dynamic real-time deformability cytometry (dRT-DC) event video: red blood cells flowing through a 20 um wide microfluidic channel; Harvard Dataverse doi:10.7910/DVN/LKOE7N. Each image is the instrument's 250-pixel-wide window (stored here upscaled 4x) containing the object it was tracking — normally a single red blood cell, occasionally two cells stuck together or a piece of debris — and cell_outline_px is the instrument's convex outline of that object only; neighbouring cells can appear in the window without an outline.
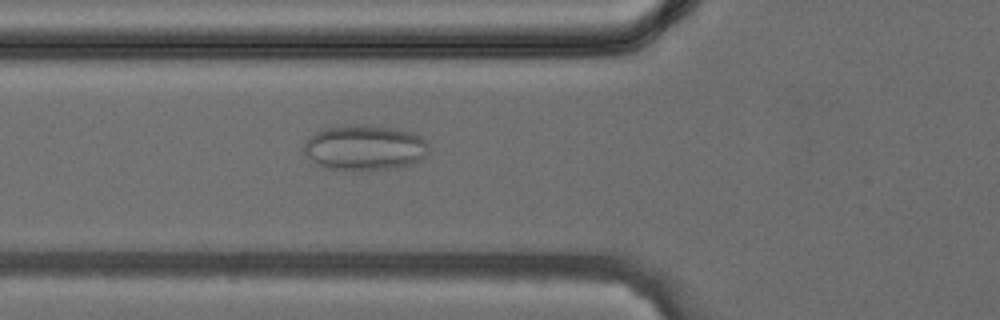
{"species": "common noctule bat (a hibernating species)", "species_latin": "Nyctalus noctula", "temperature_condition": "cold", "stored_images_in_passage": 39, "camera_frame_rate_fps": 3000, "um_per_image_px": 0.085, "animal": {"sex": "female", "body_mass_g": 24.6, "forearm_length_mm": 56.2}, "frame": {"image": 1, "passage_image": 14, "time_ms": 4.333, "image_size_px": [1000, 320], "cell_outline_px": [[428, 152], [420, 160], [412, 164], [392, 168], [324, 168], [312, 160], [304, 152], [304, 144], [316, 132], [324, 128], [360, 124], [396, 128], [412, 132], [420, 136], [428, 144]], "centroid_in_image_um": [31.03, 12.52], "position_along_channel_um": 94.8, "area_um2": 32.25}}
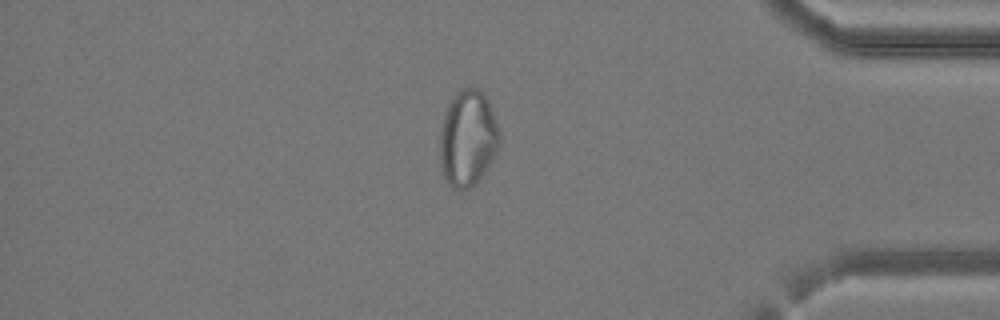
{"frame": {"image": 2, "passage_image": 33, "time_ms": 10.667, "image_size_px": [1000, 320], "cell_outline_px": [[500, 140], [496, 152], [488, 168], [476, 184], [468, 188], [452, 188], [448, 184], [440, 168], [440, 132], [444, 116], [448, 104], [464, 88], [476, 88], [484, 92], [488, 100], [500, 136]], "centroid_in_image_um": [39.76, 11.8], "position_along_channel_um": 395.4, "area_um2": 33.06}}
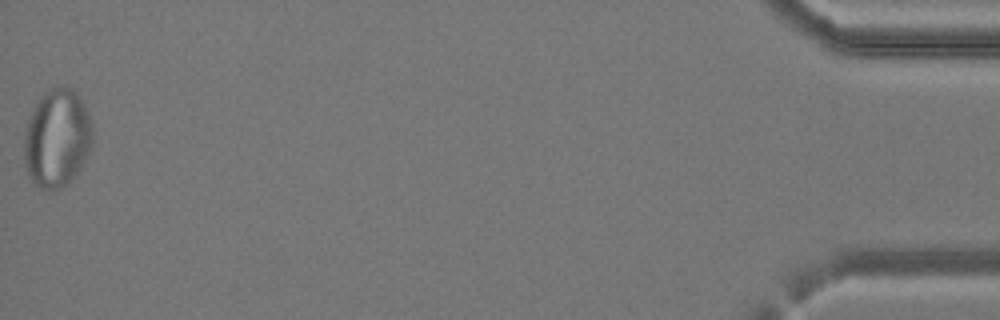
{"frame": {"image": 3, "passage_image": 39, "time_ms": 12.667, "image_size_px": [1000, 320], "cell_outline_px": [[92, 144], [80, 168], [68, 184], [52, 192], [40, 188], [28, 176], [24, 164], [24, 136], [28, 120], [40, 96], [48, 88], [64, 84], [72, 88], [80, 96], [84, 104], [92, 124]], "centroid_in_image_um": [4.84, 11.74], "position_along_channel_um": 430.4, "area_um2": 39.59}}